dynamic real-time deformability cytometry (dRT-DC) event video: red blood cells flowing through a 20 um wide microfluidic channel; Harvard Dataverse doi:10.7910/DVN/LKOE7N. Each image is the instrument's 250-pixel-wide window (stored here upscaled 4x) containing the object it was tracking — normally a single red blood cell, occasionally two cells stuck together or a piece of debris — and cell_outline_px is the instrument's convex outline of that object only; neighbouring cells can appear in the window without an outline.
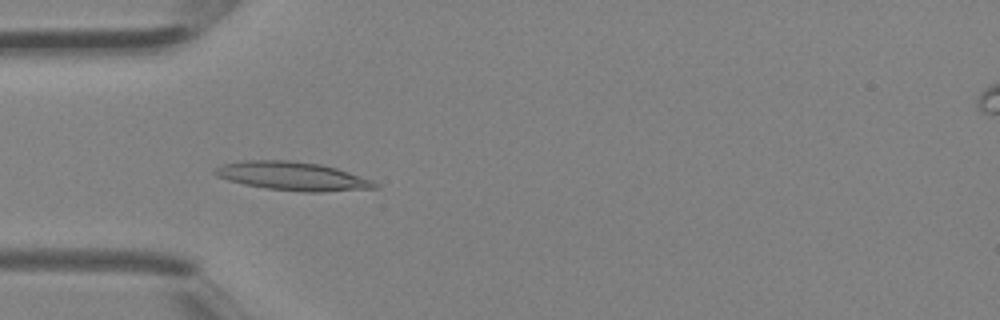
{"species": "Egyptian fruit bat (a non-hibernating species)", "species_latin": "Rousettus aegyptiacus", "temperature_condition": "room temperature", "stored_images_in_passage": 4, "camera_frame_rate_fps": 3000, "um_per_image_px": 0.085, "animal": {"sex": "female"}, "frame": {"image": 1, "passage_image": 3, "time_ms": 0.667, "image_size_px": [1000, 320], "cell_outline_px": [[380, 188], [320, 192], [304, 192], [268, 188], [244, 184], [228, 180], [216, 176], [212, 172], [212, 168], [220, 164], [244, 160], [288, 160], [320, 164], [336, 168], [372, 180]], "centroid_in_image_um": [24.81, 14.96], "position_along_channel_um": 60.2, "area_um2": 26.65}}
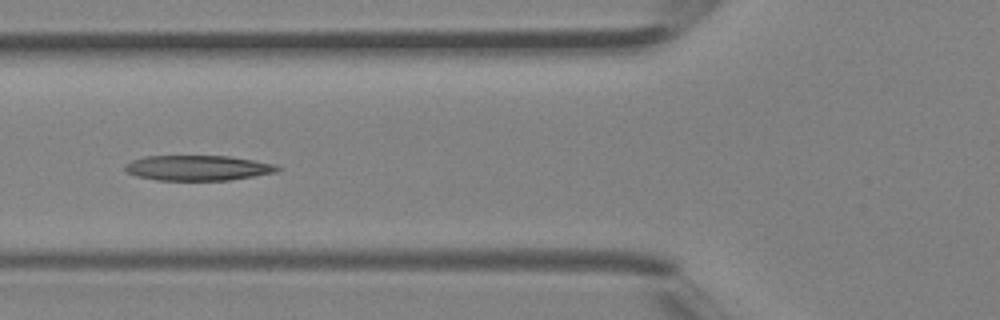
{"frame": {"image": 2, "passage_image": 4, "time_ms": 1.0, "image_size_px": [1000, 320], "cell_outline_px": [[280, 168], [276, 172], [228, 180], [156, 180], [136, 176], [128, 172], [124, 168], [124, 164], [132, 160], [144, 156], [228, 156], [276, 164]], "centroid_in_image_um": [16.77, 14.27], "position_along_channel_um": 109.0, "area_um2": 22.25}}